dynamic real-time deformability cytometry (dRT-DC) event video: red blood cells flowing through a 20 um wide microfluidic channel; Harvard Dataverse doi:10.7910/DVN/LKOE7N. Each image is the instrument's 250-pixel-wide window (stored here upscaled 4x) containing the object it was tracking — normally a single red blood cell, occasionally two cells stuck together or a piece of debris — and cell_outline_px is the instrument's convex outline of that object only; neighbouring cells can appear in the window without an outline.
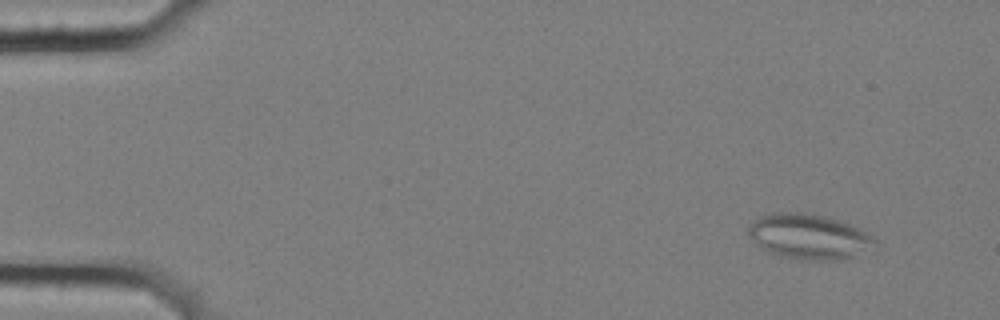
{"species": "common noctule bat (a hibernating species)", "species_latin": "Nyctalus noctula", "temperature_condition": "cold", "stored_images_in_passage": 10, "segment_of_instrument_passage": [1, 2], "camera_frame_rate_fps": 3000, "um_per_image_px": 0.085, "animal": {"sex": "female", "body_mass_g": 25.1}, "frame": {"image": 1, "passage_image": 1, "time_ms": 0.0, "image_size_px": [1000, 320], "cell_outline_px": [[880, 244], [876, 248], [844, 260], [804, 260], [780, 256], [768, 252], [760, 248], [748, 236], [748, 224], [760, 216], [768, 212], [804, 212], [828, 216], [840, 220], [860, 228], [868, 232]], "centroid_in_image_um": [68.79, 20.11], "position_along_channel_um": 16.2, "area_um2": 34.28}}